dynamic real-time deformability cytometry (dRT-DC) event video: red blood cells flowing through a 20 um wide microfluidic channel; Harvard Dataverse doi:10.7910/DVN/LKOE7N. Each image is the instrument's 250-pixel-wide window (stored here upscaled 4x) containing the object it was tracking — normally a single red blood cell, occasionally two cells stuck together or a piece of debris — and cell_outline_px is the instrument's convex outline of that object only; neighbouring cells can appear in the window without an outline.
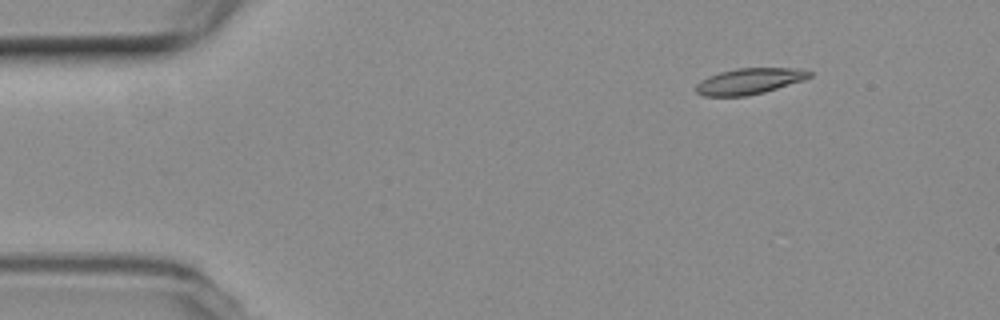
{"species": "common noctule bat (a hibernating species)", "species_latin": "Nyctalus noctula", "temperature_condition": "room temperature", "stored_images_in_passage": 20, "camera_frame_rate_fps": 3000, "um_per_image_px": 0.085, "animal": {"sex": "female", "body_mass_g": 19.3, "forearm_length_mm": 54.1}, "frame": {"image": 1, "passage_image": 1, "time_ms": 0.0, "image_size_px": [1000, 320], "cell_outline_px": [[812, 76], [804, 80], [764, 92], [748, 96], [704, 96], [696, 92], [696, 84], [700, 80], [708, 76], [720, 72], [736, 68], [796, 68], [812, 72]], "centroid_in_image_um": [63.69, 6.9], "position_along_channel_um": 21.3, "area_um2": 17.22}}
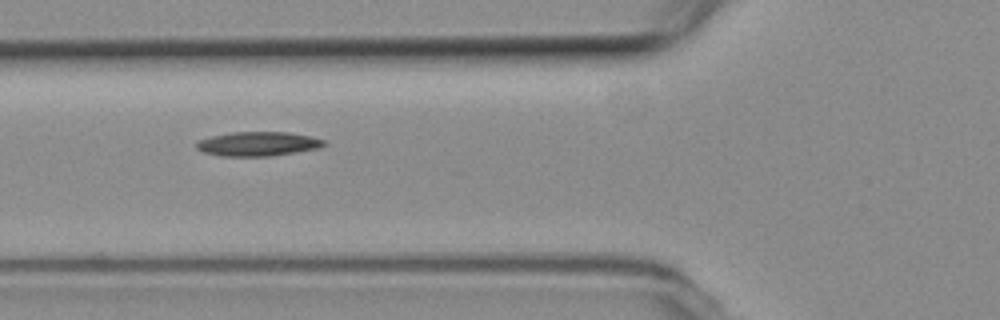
{"frame": {"image": 2, "passage_image": 14, "time_ms": 4.333, "image_size_px": [1000, 320], "cell_outline_px": [[328, 144], [316, 148], [272, 156], [220, 156], [204, 152], [196, 148], [196, 144], [200, 140], [212, 136], [232, 132], [288, 132], [308, 136], [324, 140]], "centroid_in_image_um": [21.91, 12.23], "position_along_channel_um": 103.9, "area_um2": 17.8}}
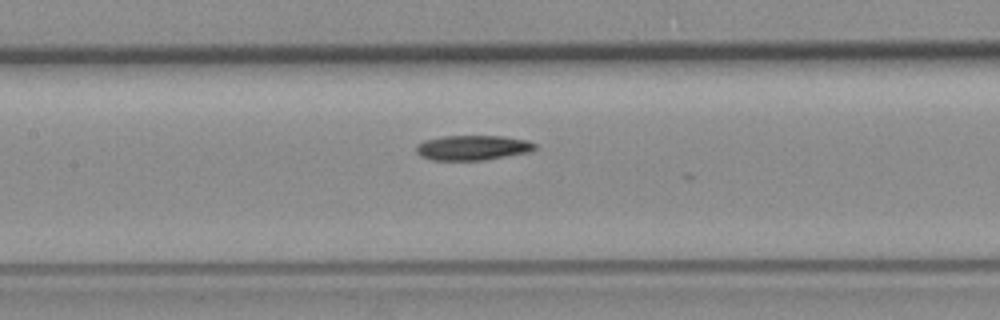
{"frame": {"image": 3, "passage_image": 19, "time_ms": 6.0, "image_size_px": [1000, 320], "cell_outline_px": [[536, 148], [528, 152], [484, 160], [432, 160], [420, 156], [416, 152], [416, 144], [424, 140], [444, 136], [504, 136], [528, 140], [536, 144]], "centroid_in_image_um": [40.15, 12.55], "position_along_channel_um": 167.3, "area_um2": 17.28}}